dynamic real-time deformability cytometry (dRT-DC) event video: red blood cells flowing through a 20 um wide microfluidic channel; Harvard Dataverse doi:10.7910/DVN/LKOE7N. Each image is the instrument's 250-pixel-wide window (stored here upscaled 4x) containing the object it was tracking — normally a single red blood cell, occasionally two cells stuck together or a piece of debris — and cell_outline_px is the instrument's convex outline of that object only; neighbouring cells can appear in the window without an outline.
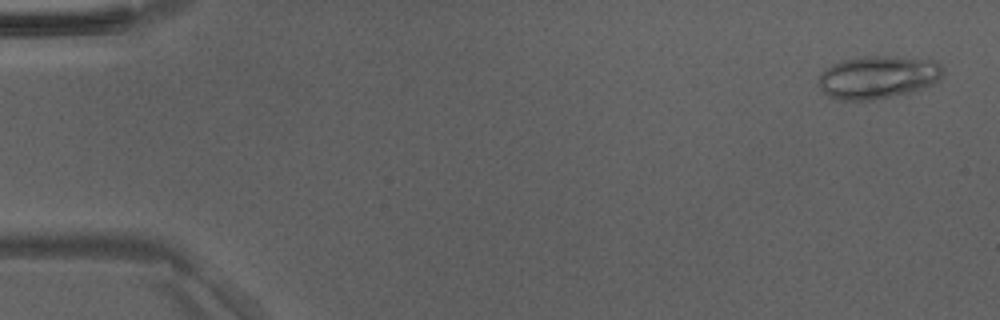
{"species": "Egyptian fruit bat (a non-hibernating species)", "species_latin": "Rousettus aegyptiacus", "temperature_condition": "room temperature", "stored_images_in_passage": 49, "camera_frame_rate_fps": 3000, "um_per_image_px": 0.085, "animal": {"sex": "male"}, "frame": {"image": 1, "passage_image": 2, "time_ms": 0.333, "image_size_px": [1000, 320], "cell_outline_px": [[944, 72], [932, 84], [924, 88], [912, 92], [872, 100], [840, 100], [828, 96], [820, 88], [820, 76], [832, 64], [844, 60], [864, 56], [884, 56], [932, 60], [940, 64]], "centroid_in_image_um": [74.63, 6.57], "position_along_channel_um": 10.4, "area_um2": 30.63}}
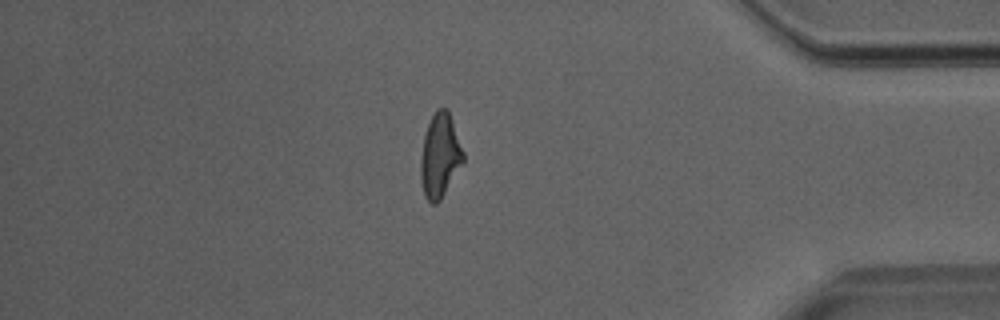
{"frame": {"image": 2, "passage_image": 42, "time_ms": 13.667, "image_size_px": [1000, 320], "cell_outline_px": [[464, 160], [440, 200], [436, 204], [432, 204], [424, 196], [420, 180], [420, 160], [424, 136], [428, 124], [436, 108], [448, 108], [464, 152]], "centroid_in_image_um": [37.38, 13.22], "position_along_channel_um": 397.8, "area_um2": 20.81}}
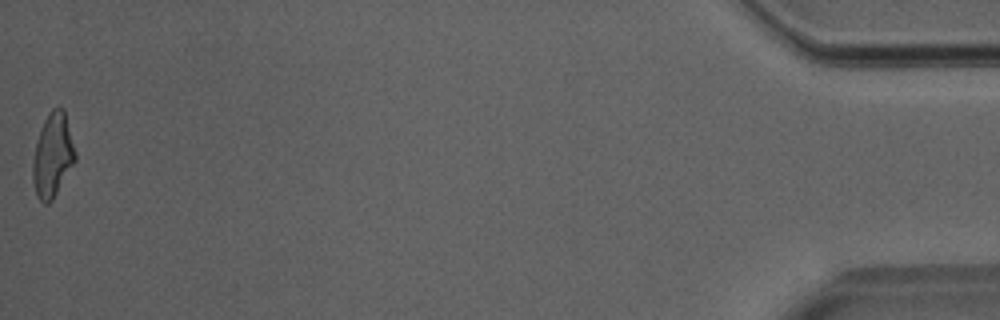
{"frame": {"image": 3, "passage_image": 49, "time_ms": 16.0, "image_size_px": [1000, 320], "cell_outline_px": [[76, 160], [52, 200], [48, 204], [44, 204], [36, 196], [32, 180], [32, 164], [36, 144], [44, 120], [48, 112], [52, 108], [60, 104], [64, 108], [76, 152]], "centroid_in_image_um": [4.48, 13.18], "position_along_channel_um": 430.7, "area_um2": 20.87}}